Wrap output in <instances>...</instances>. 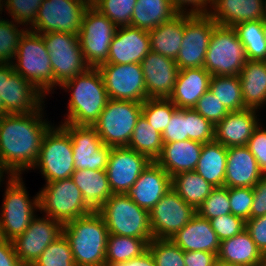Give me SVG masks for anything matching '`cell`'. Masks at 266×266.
<instances>
[{
    "mask_svg": "<svg viewBox=\"0 0 266 266\" xmlns=\"http://www.w3.org/2000/svg\"><path fill=\"white\" fill-rule=\"evenodd\" d=\"M43 105L32 113L0 114V163L9 176L33 168L47 131ZM43 115V116H42Z\"/></svg>",
    "mask_w": 266,
    "mask_h": 266,
    "instance_id": "obj_1",
    "label": "cell"
},
{
    "mask_svg": "<svg viewBox=\"0 0 266 266\" xmlns=\"http://www.w3.org/2000/svg\"><path fill=\"white\" fill-rule=\"evenodd\" d=\"M71 91L68 114L64 123L93 126L104 110L109 96L102 75L97 67H89L60 86Z\"/></svg>",
    "mask_w": 266,
    "mask_h": 266,
    "instance_id": "obj_2",
    "label": "cell"
},
{
    "mask_svg": "<svg viewBox=\"0 0 266 266\" xmlns=\"http://www.w3.org/2000/svg\"><path fill=\"white\" fill-rule=\"evenodd\" d=\"M62 234L69 242L76 266H105L109 232L97 211L64 223Z\"/></svg>",
    "mask_w": 266,
    "mask_h": 266,
    "instance_id": "obj_3",
    "label": "cell"
},
{
    "mask_svg": "<svg viewBox=\"0 0 266 266\" xmlns=\"http://www.w3.org/2000/svg\"><path fill=\"white\" fill-rule=\"evenodd\" d=\"M14 60L11 64L16 73L31 82L43 95L52 92L53 69L41 34L27 29L20 38Z\"/></svg>",
    "mask_w": 266,
    "mask_h": 266,
    "instance_id": "obj_4",
    "label": "cell"
},
{
    "mask_svg": "<svg viewBox=\"0 0 266 266\" xmlns=\"http://www.w3.org/2000/svg\"><path fill=\"white\" fill-rule=\"evenodd\" d=\"M97 212L109 234L141 238L148 244L153 239L149 211L138 206L128 194L111 195Z\"/></svg>",
    "mask_w": 266,
    "mask_h": 266,
    "instance_id": "obj_5",
    "label": "cell"
},
{
    "mask_svg": "<svg viewBox=\"0 0 266 266\" xmlns=\"http://www.w3.org/2000/svg\"><path fill=\"white\" fill-rule=\"evenodd\" d=\"M0 215V237L14 240L22 234L30 222L36 217L35 210L39 209V193L29 199L21 176L8 175Z\"/></svg>",
    "mask_w": 266,
    "mask_h": 266,
    "instance_id": "obj_6",
    "label": "cell"
},
{
    "mask_svg": "<svg viewBox=\"0 0 266 266\" xmlns=\"http://www.w3.org/2000/svg\"><path fill=\"white\" fill-rule=\"evenodd\" d=\"M248 58L233 27L215 25L204 69L212 76L239 75Z\"/></svg>",
    "mask_w": 266,
    "mask_h": 266,
    "instance_id": "obj_7",
    "label": "cell"
},
{
    "mask_svg": "<svg viewBox=\"0 0 266 266\" xmlns=\"http://www.w3.org/2000/svg\"><path fill=\"white\" fill-rule=\"evenodd\" d=\"M143 102L109 99L92 126L103 143L110 147L128 146Z\"/></svg>",
    "mask_w": 266,
    "mask_h": 266,
    "instance_id": "obj_8",
    "label": "cell"
},
{
    "mask_svg": "<svg viewBox=\"0 0 266 266\" xmlns=\"http://www.w3.org/2000/svg\"><path fill=\"white\" fill-rule=\"evenodd\" d=\"M39 211L62 224L93 212L71 178L45 183L39 191Z\"/></svg>",
    "mask_w": 266,
    "mask_h": 266,
    "instance_id": "obj_9",
    "label": "cell"
},
{
    "mask_svg": "<svg viewBox=\"0 0 266 266\" xmlns=\"http://www.w3.org/2000/svg\"><path fill=\"white\" fill-rule=\"evenodd\" d=\"M55 127L45 134L33 166L40 169L46 183L71 178L75 171L71 137L61 125Z\"/></svg>",
    "mask_w": 266,
    "mask_h": 266,
    "instance_id": "obj_10",
    "label": "cell"
},
{
    "mask_svg": "<svg viewBox=\"0 0 266 266\" xmlns=\"http://www.w3.org/2000/svg\"><path fill=\"white\" fill-rule=\"evenodd\" d=\"M41 36L49 52L54 87L61 86L90 67L84 59L78 35L49 32Z\"/></svg>",
    "mask_w": 266,
    "mask_h": 266,
    "instance_id": "obj_11",
    "label": "cell"
},
{
    "mask_svg": "<svg viewBox=\"0 0 266 266\" xmlns=\"http://www.w3.org/2000/svg\"><path fill=\"white\" fill-rule=\"evenodd\" d=\"M91 0H43L29 30L39 34L62 32L79 35L82 18Z\"/></svg>",
    "mask_w": 266,
    "mask_h": 266,
    "instance_id": "obj_12",
    "label": "cell"
},
{
    "mask_svg": "<svg viewBox=\"0 0 266 266\" xmlns=\"http://www.w3.org/2000/svg\"><path fill=\"white\" fill-rule=\"evenodd\" d=\"M117 26L91 4L85 10L79 31L84 59L90 67H98L108 59Z\"/></svg>",
    "mask_w": 266,
    "mask_h": 266,
    "instance_id": "obj_13",
    "label": "cell"
},
{
    "mask_svg": "<svg viewBox=\"0 0 266 266\" xmlns=\"http://www.w3.org/2000/svg\"><path fill=\"white\" fill-rule=\"evenodd\" d=\"M102 75L109 99L144 102L147 90L140 63L101 64Z\"/></svg>",
    "mask_w": 266,
    "mask_h": 266,
    "instance_id": "obj_14",
    "label": "cell"
},
{
    "mask_svg": "<svg viewBox=\"0 0 266 266\" xmlns=\"http://www.w3.org/2000/svg\"><path fill=\"white\" fill-rule=\"evenodd\" d=\"M216 22L207 15L185 14L184 37L175 62L180 70L204 67Z\"/></svg>",
    "mask_w": 266,
    "mask_h": 266,
    "instance_id": "obj_15",
    "label": "cell"
},
{
    "mask_svg": "<svg viewBox=\"0 0 266 266\" xmlns=\"http://www.w3.org/2000/svg\"><path fill=\"white\" fill-rule=\"evenodd\" d=\"M196 214L171 188L149 212L151 233L155 239H171Z\"/></svg>",
    "mask_w": 266,
    "mask_h": 266,
    "instance_id": "obj_16",
    "label": "cell"
},
{
    "mask_svg": "<svg viewBox=\"0 0 266 266\" xmlns=\"http://www.w3.org/2000/svg\"><path fill=\"white\" fill-rule=\"evenodd\" d=\"M72 141L75 170H106L111 147L103 143L92 126L61 123Z\"/></svg>",
    "mask_w": 266,
    "mask_h": 266,
    "instance_id": "obj_17",
    "label": "cell"
},
{
    "mask_svg": "<svg viewBox=\"0 0 266 266\" xmlns=\"http://www.w3.org/2000/svg\"><path fill=\"white\" fill-rule=\"evenodd\" d=\"M150 162L128 146L111 147L106 172L113 194H127Z\"/></svg>",
    "mask_w": 266,
    "mask_h": 266,
    "instance_id": "obj_18",
    "label": "cell"
},
{
    "mask_svg": "<svg viewBox=\"0 0 266 266\" xmlns=\"http://www.w3.org/2000/svg\"><path fill=\"white\" fill-rule=\"evenodd\" d=\"M63 224L51 217H35L29 227L13 241L23 266H31L46 247L62 234Z\"/></svg>",
    "mask_w": 266,
    "mask_h": 266,
    "instance_id": "obj_19",
    "label": "cell"
},
{
    "mask_svg": "<svg viewBox=\"0 0 266 266\" xmlns=\"http://www.w3.org/2000/svg\"><path fill=\"white\" fill-rule=\"evenodd\" d=\"M140 64L147 98H169L180 70L175 60L150 51Z\"/></svg>",
    "mask_w": 266,
    "mask_h": 266,
    "instance_id": "obj_20",
    "label": "cell"
},
{
    "mask_svg": "<svg viewBox=\"0 0 266 266\" xmlns=\"http://www.w3.org/2000/svg\"><path fill=\"white\" fill-rule=\"evenodd\" d=\"M44 96L31 82L14 71L4 78L0 114L32 113L42 106Z\"/></svg>",
    "mask_w": 266,
    "mask_h": 266,
    "instance_id": "obj_21",
    "label": "cell"
},
{
    "mask_svg": "<svg viewBox=\"0 0 266 266\" xmlns=\"http://www.w3.org/2000/svg\"><path fill=\"white\" fill-rule=\"evenodd\" d=\"M149 52L150 37L147 31L132 26L117 27L108 59L103 64L141 63Z\"/></svg>",
    "mask_w": 266,
    "mask_h": 266,
    "instance_id": "obj_22",
    "label": "cell"
},
{
    "mask_svg": "<svg viewBox=\"0 0 266 266\" xmlns=\"http://www.w3.org/2000/svg\"><path fill=\"white\" fill-rule=\"evenodd\" d=\"M171 188L172 177L156 161H151L127 194L150 212Z\"/></svg>",
    "mask_w": 266,
    "mask_h": 266,
    "instance_id": "obj_23",
    "label": "cell"
},
{
    "mask_svg": "<svg viewBox=\"0 0 266 266\" xmlns=\"http://www.w3.org/2000/svg\"><path fill=\"white\" fill-rule=\"evenodd\" d=\"M263 176L257 160L246 145L228 148L225 187L253 188Z\"/></svg>",
    "mask_w": 266,
    "mask_h": 266,
    "instance_id": "obj_24",
    "label": "cell"
},
{
    "mask_svg": "<svg viewBox=\"0 0 266 266\" xmlns=\"http://www.w3.org/2000/svg\"><path fill=\"white\" fill-rule=\"evenodd\" d=\"M256 109L229 112L215 125L214 140L227 148L245 146L259 125Z\"/></svg>",
    "mask_w": 266,
    "mask_h": 266,
    "instance_id": "obj_25",
    "label": "cell"
},
{
    "mask_svg": "<svg viewBox=\"0 0 266 266\" xmlns=\"http://www.w3.org/2000/svg\"><path fill=\"white\" fill-rule=\"evenodd\" d=\"M170 240L183 251H205L217 255L221 243L209 220L197 213Z\"/></svg>",
    "mask_w": 266,
    "mask_h": 266,
    "instance_id": "obj_26",
    "label": "cell"
},
{
    "mask_svg": "<svg viewBox=\"0 0 266 266\" xmlns=\"http://www.w3.org/2000/svg\"><path fill=\"white\" fill-rule=\"evenodd\" d=\"M266 0H214L209 16L217 25L234 27L238 23L264 19Z\"/></svg>",
    "mask_w": 266,
    "mask_h": 266,
    "instance_id": "obj_27",
    "label": "cell"
},
{
    "mask_svg": "<svg viewBox=\"0 0 266 266\" xmlns=\"http://www.w3.org/2000/svg\"><path fill=\"white\" fill-rule=\"evenodd\" d=\"M212 75L204 67L179 70L174 90L168 98L178 109L194 108L209 90Z\"/></svg>",
    "mask_w": 266,
    "mask_h": 266,
    "instance_id": "obj_28",
    "label": "cell"
},
{
    "mask_svg": "<svg viewBox=\"0 0 266 266\" xmlns=\"http://www.w3.org/2000/svg\"><path fill=\"white\" fill-rule=\"evenodd\" d=\"M203 143L194 140L163 143L162 152L155 160L171 177L181 172L194 171Z\"/></svg>",
    "mask_w": 266,
    "mask_h": 266,
    "instance_id": "obj_29",
    "label": "cell"
},
{
    "mask_svg": "<svg viewBox=\"0 0 266 266\" xmlns=\"http://www.w3.org/2000/svg\"><path fill=\"white\" fill-rule=\"evenodd\" d=\"M217 257L221 262L241 266H258L266 259L245 229L221 241Z\"/></svg>",
    "mask_w": 266,
    "mask_h": 266,
    "instance_id": "obj_30",
    "label": "cell"
},
{
    "mask_svg": "<svg viewBox=\"0 0 266 266\" xmlns=\"http://www.w3.org/2000/svg\"><path fill=\"white\" fill-rule=\"evenodd\" d=\"M71 179L80 189L86 205L92 211H98L113 195L106 170H75Z\"/></svg>",
    "mask_w": 266,
    "mask_h": 266,
    "instance_id": "obj_31",
    "label": "cell"
},
{
    "mask_svg": "<svg viewBox=\"0 0 266 266\" xmlns=\"http://www.w3.org/2000/svg\"><path fill=\"white\" fill-rule=\"evenodd\" d=\"M239 78L245 107L256 110L263 107L266 104V61L247 60Z\"/></svg>",
    "mask_w": 266,
    "mask_h": 266,
    "instance_id": "obj_32",
    "label": "cell"
},
{
    "mask_svg": "<svg viewBox=\"0 0 266 266\" xmlns=\"http://www.w3.org/2000/svg\"><path fill=\"white\" fill-rule=\"evenodd\" d=\"M185 14H178L168 22L162 23L148 32L150 51L175 60L179 54L184 37Z\"/></svg>",
    "mask_w": 266,
    "mask_h": 266,
    "instance_id": "obj_33",
    "label": "cell"
},
{
    "mask_svg": "<svg viewBox=\"0 0 266 266\" xmlns=\"http://www.w3.org/2000/svg\"><path fill=\"white\" fill-rule=\"evenodd\" d=\"M228 148L216 140L204 143L195 172L213 187L224 186Z\"/></svg>",
    "mask_w": 266,
    "mask_h": 266,
    "instance_id": "obj_34",
    "label": "cell"
},
{
    "mask_svg": "<svg viewBox=\"0 0 266 266\" xmlns=\"http://www.w3.org/2000/svg\"><path fill=\"white\" fill-rule=\"evenodd\" d=\"M178 14L170 0H137L131 26L150 32Z\"/></svg>",
    "mask_w": 266,
    "mask_h": 266,
    "instance_id": "obj_35",
    "label": "cell"
},
{
    "mask_svg": "<svg viewBox=\"0 0 266 266\" xmlns=\"http://www.w3.org/2000/svg\"><path fill=\"white\" fill-rule=\"evenodd\" d=\"M172 188L186 203L197 209L214 187L195 171H188L172 177Z\"/></svg>",
    "mask_w": 266,
    "mask_h": 266,
    "instance_id": "obj_36",
    "label": "cell"
},
{
    "mask_svg": "<svg viewBox=\"0 0 266 266\" xmlns=\"http://www.w3.org/2000/svg\"><path fill=\"white\" fill-rule=\"evenodd\" d=\"M233 28L245 48L248 60L266 61L264 19L241 22Z\"/></svg>",
    "mask_w": 266,
    "mask_h": 266,
    "instance_id": "obj_37",
    "label": "cell"
},
{
    "mask_svg": "<svg viewBox=\"0 0 266 266\" xmlns=\"http://www.w3.org/2000/svg\"><path fill=\"white\" fill-rule=\"evenodd\" d=\"M128 147L146 155L151 161H155L162 152V134L156 131L141 114L136 122Z\"/></svg>",
    "mask_w": 266,
    "mask_h": 266,
    "instance_id": "obj_38",
    "label": "cell"
},
{
    "mask_svg": "<svg viewBox=\"0 0 266 266\" xmlns=\"http://www.w3.org/2000/svg\"><path fill=\"white\" fill-rule=\"evenodd\" d=\"M147 250L148 243L141 238L109 234L105 253V266L139 257Z\"/></svg>",
    "mask_w": 266,
    "mask_h": 266,
    "instance_id": "obj_39",
    "label": "cell"
},
{
    "mask_svg": "<svg viewBox=\"0 0 266 266\" xmlns=\"http://www.w3.org/2000/svg\"><path fill=\"white\" fill-rule=\"evenodd\" d=\"M209 90L229 112L247 109L244 105L239 75L212 76Z\"/></svg>",
    "mask_w": 266,
    "mask_h": 266,
    "instance_id": "obj_40",
    "label": "cell"
},
{
    "mask_svg": "<svg viewBox=\"0 0 266 266\" xmlns=\"http://www.w3.org/2000/svg\"><path fill=\"white\" fill-rule=\"evenodd\" d=\"M178 108L168 98H147L142 105V115L161 134Z\"/></svg>",
    "mask_w": 266,
    "mask_h": 266,
    "instance_id": "obj_41",
    "label": "cell"
},
{
    "mask_svg": "<svg viewBox=\"0 0 266 266\" xmlns=\"http://www.w3.org/2000/svg\"><path fill=\"white\" fill-rule=\"evenodd\" d=\"M31 266H76L68 240L61 234Z\"/></svg>",
    "mask_w": 266,
    "mask_h": 266,
    "instance_id": "obj_42",
    "label": "cell"
},
{
    "mask_svg": "<svg viewBox=\"0 0 266 266\" xmlns=\"http://www.w3.org/2000/svg\"><path fill=\"white\" fill-rule=\"evenodd\" d=\"M137 0H91V5L108 17L117 27L131 26Z\"/></svg>",
    "mask_w": 266,
    "mask_h": 266,
    "instance_id": "obj_43",
    "label": "cell"
},
{
    "mask_svg": "<svg viewBox=\"0 0 266 266\" xmlns=\"http://www.w3.org/2000/svg\"><path fill=\"white\" fill-rule=\"evenodd\" d=\"M18 24L13 20L0 19V63H13L15 59L20 38L27 30H19Z\"/></svg>",
    "mask_w": 266,
    "mask_h": 266,
    "instance_id": "obj_44",
    "label": "cell"
},
{
    "mask_svg": "<svg viewBox=\"0 0 266 266\" xmlns=\"http://www.w3.org/2000/svg\"><path fill=\"white\" fill-rule=\"evenodd\" d=\"M156 266H185L184 251L170 239L153 238L148 244Z\"/></svg>",
    "mask_w": 266,
    "mask_h": 266,
    "instance_id": "obj_45",
    "label": "cell"
},
{
    "mask_svg": "<svg viewBox=\"0 0 266 266\" xmlns=\"http://www.w3.org/2000/svg\"><path fill=\"white\" fill-rule=\"evenodd\" d=\"M196 213L207 220L231 213L228 188L214 187L210 195L196 209Z\"/></svg>",
    "mask_w": 266,
    "mask_h": 266,
    "instance_id": "obj_46",
    "label": "cell"
},
{
    "mask_svg": "<svg viewBox=\"0 0 266 266\" xmlns=\"http://www.w3.org/2000/svg\"><path fill=\"white\" fill-rule=\"evenodd\" d=\"M43 0H0V12L5 9L20 25H32ZM4 2V3H3ZM2 14V12L0 13Z\"/></svg>",
    "mask_w": 266,
    "mask_h": 266,
    "instance_id": "obj_47",
    "label": "cell"
},
{
    "mask_svg": "<svg viewBox=\"0 0 266 266\" xmlns=\"http://www.w3.org/2000/svg\"><path fill=\"white\" fill-rule=\"evenodd\" d=\"M188 139L207 143L214 140L215 126L193 108L187 109Z\"/></svg>",
    "mask_w": 266,
    "mask_h": 266,
    "instance_id": "obj_48",
    "label": "cell"
},
{
    "mask_svg": "<svg viewBox=\"0 0 266 266\" xmlns=\"http://www.w3.org/2000/svg\"><path fill=\"white\" fill-rule=\"evenodd\" d=\"M214 126L229 113L225 106L210 91H206L197 101L193 108Z\"/></svg>",
    "mask_w": 266,
    "mask_h": 266,
    "instance_id": "obj_49",
    "label": "cell"
},
{
    "mask_svg": "<svg viewBox=\"0 0 266 266\" xmlns=\"http://www.w3.org/2000/svg\"><path fill=\"white\" fill-rule=\"evenodd\" d=\"M228 196L231 206V214L242 218L244 221L249 220L254 197L253 188H228Z\"/></svg>",
    "mask_w": 266,
    "mask_h": 266,
    "instance_id": "obj_50",
    "label": "cell"
},
{
    "mask_svg": "<svg viewBox=\"0 0 266 266\" xmlns=\"http://www.w3.org/2000/svg\"><path fill=\"white\" fill-rule=\"evenodd\" d=\"M188 140L187 109H177L162 133L163 143Z\"/></svg>",
    "mask_w": 266,
    "mask_h": 266,
    "instance_id": "obj_51",
    "label": "cell"
},
{
    "mask_svg": "<svg viewBox=\"0 0 266 266\" xmlns=\"http://www.w3.org/2000/svg\"><path fill=\"white\" fill-rule=\"evenodd\" d=\"M209 222L220 241L231 238L245 229V221L231 213L210 219Z\"/></svg>",
    "mask_w": 266,
    "mask_h": 266,
    "instance_id": "obj_52",
    "label": "cell"
},
{
    "mask_svg": "<svg viewBox=\"0 0 266 266\" xmlns=\"http://www.w3.org/2000/svg\"><path fill=\"white\" fill-rule=\"evenodd\" d=\"M246 146L257 160L260 170L266 175V130L261 124L255 129Z\"/></svg>",
    "mask_w": 266,
    "mask_h": 266,
    "instance_id": "obj_53",
    "label": "cell"
},
{
    "mask_svg": "<svg viewBox=\"0 0 266 266\" xmlns=\"http://www.w3.org/2000/svg\"><path fill=\"white\" fill-rule=\"evenodd\" d=\"M245 230L266 257V215L245 221Z\"/></svg>",
    "mask_w": 266,
    "mask_h": 266,
    "instance_id": "obj_54",
    "label": "cell"
},
{
    "mask_svg": "<svg viewBox=\"0 0 266 266\" xmlns=\"http://www.w3.org/2000/svg\"><path fill=\"white\" fill-rule=\"evenodd\" d=\"M253 196L250 219L266 215V175L253 187Z\"/></svg>",
    "mask_w": 266,
    "mask_h": 266,
    "instance_id": "obj_55",
    "label": "cell"
},
{
    "mask_svg": "<svg viewBox=\"0 0 266 266\" xmlns=\"http://www.w3.org/2000/svg\"><path fill=\"white\" fill-rule=\"evenodd\" d=\"M170 1L174 9L179 14L207 15L210 12L209 8L211 9V6H212V3L210 2V0H170ZM189 5L191 9H189L188 11L184 7L189 6Z\"/></svg>",
    "mask_w": 266,
    "mask_h": 266,
    "instance_id": "obj_56",
    "label": "cell"
},
{
    "mask_svg": "<svg viewBox=\"0 0 266 266\" xmlns=\"http://www.w3.org/2000/svg\"><path fill=\"white\" fill-rule=\"evenodd\" d=\"M217 254L205 251H184L185 266H215Z\"/></svg>",
    "mask_w": 266,
    "mask_h": 266,
    "instance_id": "obj_57",
    "label": "cell"
},
{
    "mask_svg": "<svg viewBox=\"0 0 266 266\" xmlns=\"http://www.w3.org/2000/svg\"><path fill=\"white\" fill-rule=\"evenodd\" d=\"M0 266H23L16 254L12 240L0 237Z\"/></svg>",
    "mask_w": 266,
    "mask_h": 266,
    "instance_id": "obj_58",
    "label": "cell"
},
{
    "mask_svg": "<svg viewBox=\"0 0 266 266\" xmlns=\"http://www.w3.org/2000/svg\"><path fill=\"white\" fill-rule=\"evenodd\" d=\"M109 266H156V263L151 252L147 250L139 257L132 258L125 262L110 264Z\"/></svg>",
    "mask_w": 266,
    "mask_h": 266,
    "instance_id": "obj_59",
    "label": "cell"
},
{
    "mask_svg": "<svg viewBox=\"0 0 266 266\" xmlns=\"http://www.w3.org/2000/svg\"><path fill=\"white\" fill-rule=\"evenodd\" d=\"M13 72L11 63H0V97L3 96L4 78H8Z\"/></svg>",
    "mask_w": 266,
    "mask_h": 266,
    "instance_id": "obj_60",
    "label": "cell"
},
{
    "mask_svg": "<svg viewBox=\"0 0 266 266\" xmlns=\"http://www.w3.org/2000/svg\"><path fill=\"white\" fill-rule=\"evenodd\" d=\"M4 173L8 175V172L2 167V165L0 163V186H1V181H4V180H2V179H4L3 178Z\"/></svg>",
    "mask_w": 266,
    "mask_h": 266,
    "instance_id": "obj_61",
    "label": "cell"
},
{
    "mask_svg": "<svg viewBox=\"0 0 266 266\" xmlns=\"http://www.w3.org/2000/svg\"><path fill=\"white\" fill-rule=\"evenodd\" d=\"M215 266H241V265L228 264V263H224V262L217 260Z\"/></svg>",
    "mask_w": 266,
    "mask_h": 266,
    "instance_id": "obj_62",
    "label": "cell"
},
{
    "mask_svg": "<svg viewBox=\"0 0 266 266\" xmlns=\"http://www.w3.org/2000/svg\"><path fill=\"white\" fill-rule=\"evenodd\" d=\"M258 266H266V259Z\"/></svg>",
    "mask_w": 266,
    "mask_h": 266,
    "instance_id": "obj_63",
    "label": "cell"
},
{
    "mask_svg": "<svg viewBox=\"0 0 266 266\" xmlns=\"http://www.w3.org/2000/svg\"><path fill=\"white\" fill-rule=\"evenodd\" d=\"M264 28H265V33H266V19H264Z\"/></svg>",
    "mask_w": 266,
    "mask_h": 266,
    "instance_id": "obj_64",
    "label": "cell"
},
{
    "mask_svg": "<svg viewBox=\"0 0 266 266\" xmlns=\"http://www.w3.org/2000/svg\"><path fill=\"white\" fill-rule=\"evenodd\" d=\"M264 19H266V5H265V17H264Z\"/></svg>",
    "mask_w": 266,
    "mask_h": 266,
    "instance_id": "obj_65",
    "label": "cell"
}]
</instances>
